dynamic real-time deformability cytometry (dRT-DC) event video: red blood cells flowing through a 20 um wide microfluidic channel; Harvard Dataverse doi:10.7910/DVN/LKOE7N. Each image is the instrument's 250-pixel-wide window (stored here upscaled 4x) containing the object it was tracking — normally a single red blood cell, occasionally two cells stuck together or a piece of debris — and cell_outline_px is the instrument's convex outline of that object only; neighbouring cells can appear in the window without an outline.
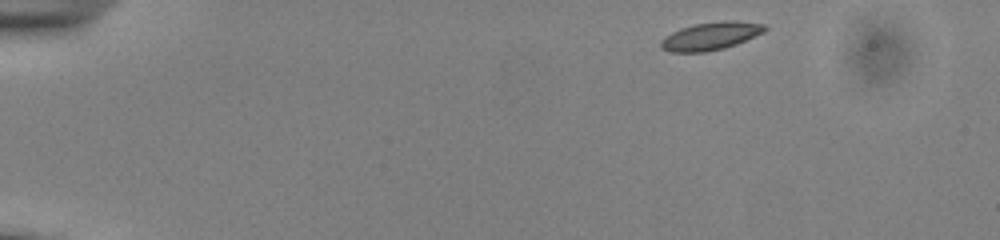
{"species": "common noctule bat (a hibernating species)", "species_latin": "Nyctalus noctula", "temperature_condition": "cold", "stored_images_in_passage": 47, "camera_frame_rate_fps": 3000, "um_per_image_px": 0.085, "animal": {"sex": "male", "body_mass_g": 13.0, "forearm_length_mm": 53.1}, "frame": {"image": 1, "passage_image": 1, "time_ms": 0.0, "image_size_px": [1000, 240], "cell_outline_px": [[768, 28], [764, 32], [736, 44], [724, 48], [704, 52], [668, 52], [660, 48], [660, 40], [664, 36], [680, 28], [696, 24], [724, 20], [736, 20], [764, 24]], "centroid_in_image_um": [60.38, 3.06], "position_along_channel_um": 24.6, "area_um2": 16.99}}
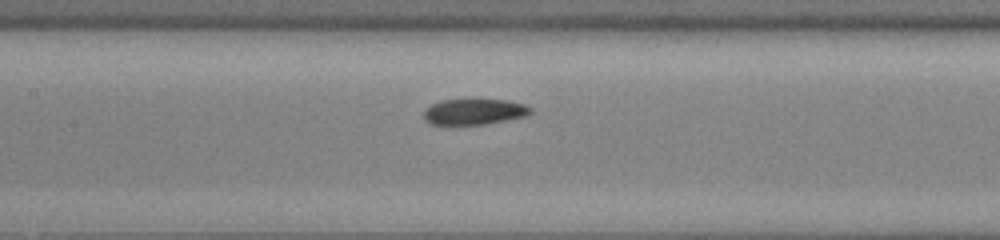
{"frame": {"image": 2, "passage_image": 20, "time_ms": 6.333, "image_size_px": [1000, 240], "cell_outline_px": [[532, 112], [524, 116], [484, 124], [432, 124], [424, 120], [424, 108], [440, 100], [508, 100], [524, 104], [532, 108]], "centroid_in_image_um": [40.28, 9.49], "position_along_channel_um": 167.1, "area_um2": 15.84}}
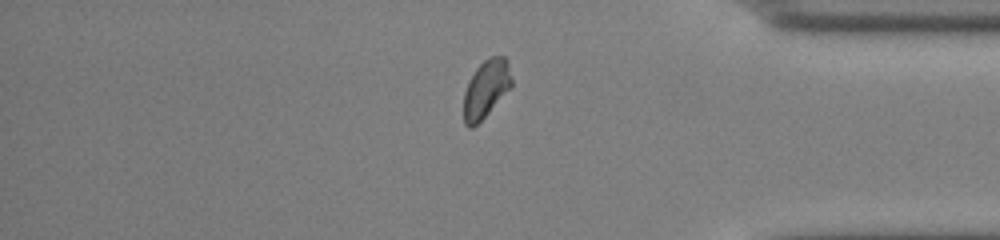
{"frame": {"image": 3, "passage_image": 39, "time_ms": 12.667, "image_size_px": [1000, 240], "cell_outline_px": [[512, 84], [488, 112], [472, 128], [468, 128], [464, 124], [464, 92], [468, 80], [476, 68], [484, 60], [492, 56], [504, 56], [508, 60], [512, 80]], "centroid_in_image_um": [41.29, 7.52], "position_along_channel_um": 393.9, "area_um2": 15.84}, "authors_computed_cell_mechanics": {"area_um2": 16.184, "velocity_mm_per_s": 3.8588, "shape_relaxation_time_tau1_ms": 4.0029, "shape_relaxation_time_tau2_ms": 1.6984, "deformation_change_tau1": 0.0849, "deformation_change_tau2": 0.0641}}